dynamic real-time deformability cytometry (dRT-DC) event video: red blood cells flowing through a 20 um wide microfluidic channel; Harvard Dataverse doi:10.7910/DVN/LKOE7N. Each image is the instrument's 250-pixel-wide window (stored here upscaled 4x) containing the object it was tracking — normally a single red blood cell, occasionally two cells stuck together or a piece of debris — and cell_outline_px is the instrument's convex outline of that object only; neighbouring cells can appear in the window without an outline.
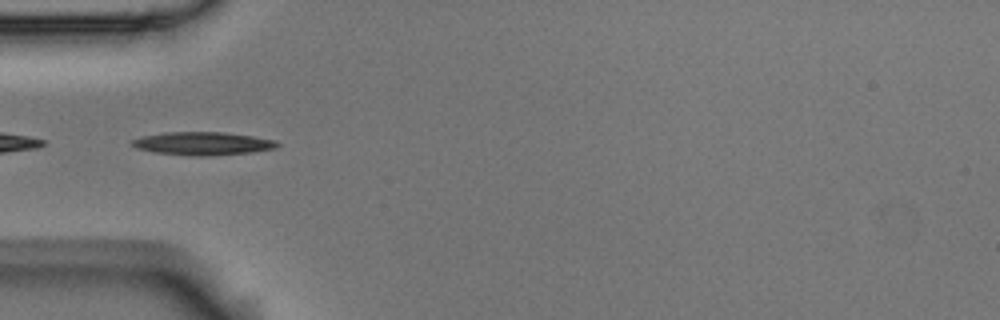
{"species": "Egyptian fruit bat (a non-hibernating species)", "species_latin": "Rousettus aegyptiacus", "temperature_condition": "room temperature", "stored_images_in_passage": 11, "camera_frame_rate_fps": 3000, "um_per_image_px": 0.085, "animal": {"sex": "male"}, "frame": {"image": 1, "passage_image": 1, "time_ms": 0.0, "image_size_px": [1000, 320], "cell_outline_px": [[280, 144], [276, 148], [252, 152], [200, 156], [196, 156], [152, 152], [136, 148], [128, 144], [132, 140], [144, 136], [164, 132], [224, 132], [252, 136], [276, 140]], "centroid_in_image_um": [17.21, 12.19], "position_along_channel_um": 67.8, "area_um2": 19.54}}
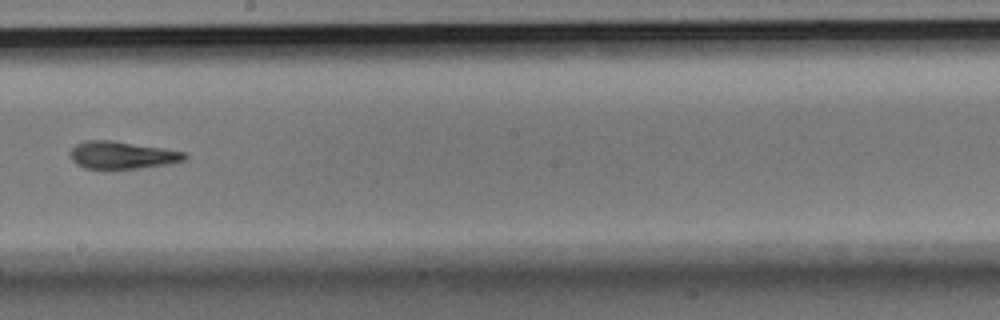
{"frame": {"image": 2, "passage_image": 5, "time_ms": 1.333, "image_size_px": [1000, 320], "cell_outline_px": [[188, 156], [184, 160], [168, 164], [140, 168], [84, 168], [76, 164], [72, 160], [68, 152], [76, 144], [84, 140], [112, 140], [164, 148], [188, 152]], "centroid_in_image_um": [10.38, 13.17], "position_along_channel_um": 237.8, "area_um2": 18.44}}
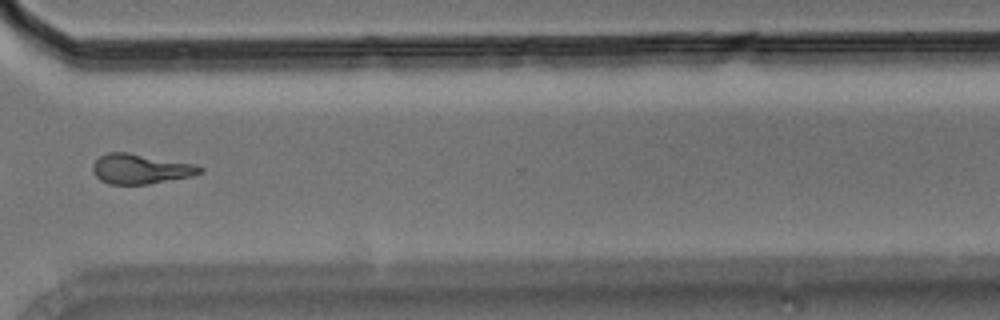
{"frame": {"image": 3, "passage_image": 8, "time_ms": 2.333, "image_size_px": [1000, 320], "cell_outline_px": [[204, 172], [192, 176], [148, 184], [108, 184], [100, 180], [92, 172], [92, 164], [100, 156], [108, 152], [128, 152], [192, 164], [204, 168]], "centroid_in_image_um": [11.91, 14.36], "position_along_channel_um": 358.7, "area_um2": 18.61}}